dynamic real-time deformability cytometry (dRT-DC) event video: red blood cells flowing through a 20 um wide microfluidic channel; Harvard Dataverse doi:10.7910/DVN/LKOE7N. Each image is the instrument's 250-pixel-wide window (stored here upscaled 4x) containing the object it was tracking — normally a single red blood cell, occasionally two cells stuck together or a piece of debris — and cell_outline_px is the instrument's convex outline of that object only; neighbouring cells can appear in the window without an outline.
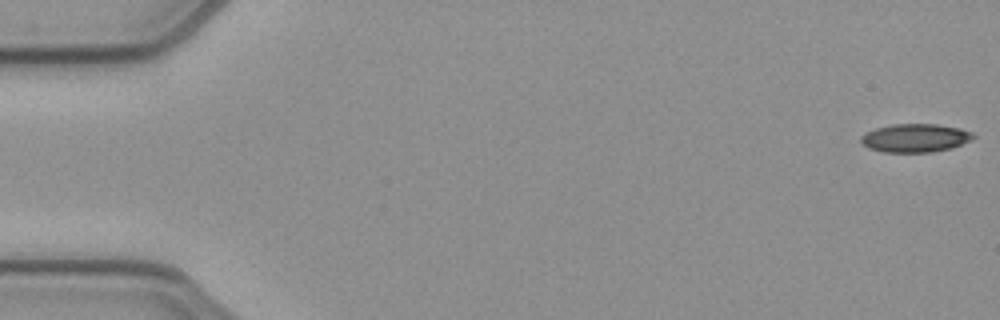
{"species": "common noctule bat (a hibernating species)", "species_latin": "Nyctalus noctula", "temperature_condition": "cold", "stored_images_in_passage": 52, "camera_frame_rate_fps": 3000, "um_per_image_px": 0.085, "animal": {"sex": "female", "body_mass_g": 21.9}, "frame": {"image": 1, "passage_image": 1, "time_ms": 0.0, "image_size_px": [1000, 320], "cell_outline_px": [[976, 136], [972, 140], [952, 148], [932, 152], [884, 152], [868, 148], [860, 140], [860, 136], [864, 132], [876, 128], [892, 124], [936, 124], [960, 128], [972, 132]], "centroid_in_image_um": [77.8, 11.72], "position_along_channel_um": 7.2, "area_um2": 18.73}}
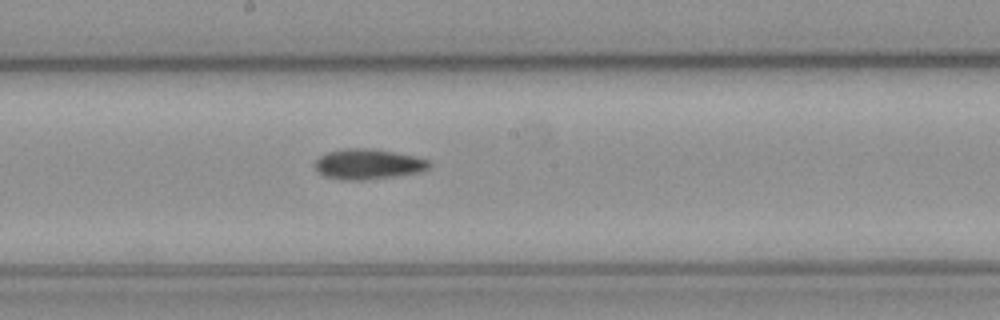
{"frame": {"image": 2, "passage_image": 28, "time_ms": 9.0, "image_size_px": [1000, 320], "cell_outline_px": [[432, 164], [428, 168], [420, 172], [392, 176], [360, 180], [340, 180], [324, 176], [316, 168], [316, 160], [320, 156], [328, 152], [344, 148], [372, 148], [416, 156], [432, 160]], "centroid_in_image_um": [31.33, 13.94], "position_along_channel_um": 216.9, "area_um2": 20.17}}
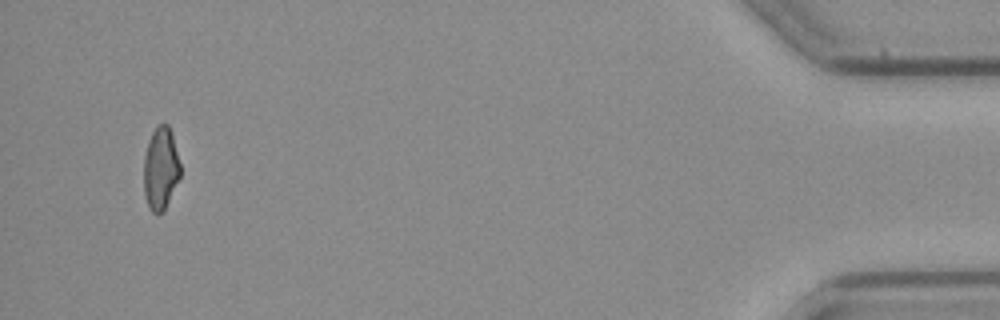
{"frame": {"image": 3, "passage_image": 50, "time_ms": 16.333, "image_size_px": [1000, 320], "cell_outline_px": [[180, 176], [164, 212], [156, 216], [148, 208], [144, 196], [144, 156], [148, 140], [156, 124], [168, 124], [172, 132], [180, 164]], "centroid_in_image_um": [13.64, 14.35], "position_along_channel_um": 421.6, "area_um2": 17.98}, "authors_computed_cell_mechanics": {"area_um2": 19.1896, "velocity_mm_per_s": 3.9284, "shape_relaxation_time_tau1_ms": null, "shape_relaxation_time_tau2_ms": 4.3611, "deformation_change_tau1": null, "deformation_change_tau2": 0.1276}}